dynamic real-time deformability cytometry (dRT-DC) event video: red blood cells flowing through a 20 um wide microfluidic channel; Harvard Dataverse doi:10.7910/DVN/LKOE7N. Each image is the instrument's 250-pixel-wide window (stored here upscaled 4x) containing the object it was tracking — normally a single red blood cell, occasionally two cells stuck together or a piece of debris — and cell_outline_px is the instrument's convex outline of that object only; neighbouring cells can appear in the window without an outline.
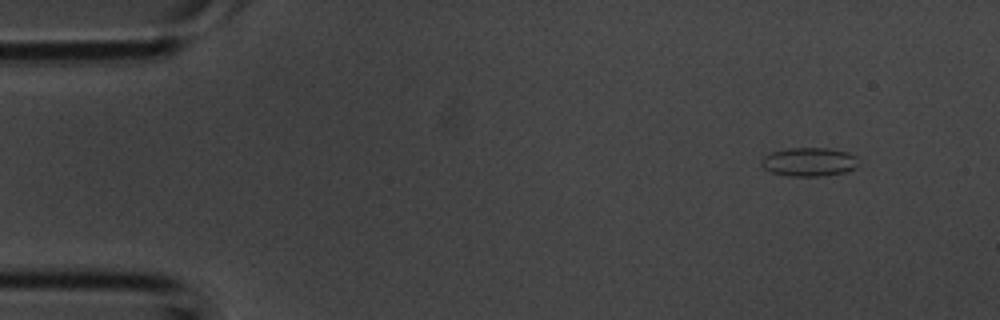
{"species": "common noctule bat (a hibernating species)", "species_latin": "Nyctalus noctula", "temperature_condition": "room temperature", "stored_images_in_passage": 2, "camera_frame_rate_fps": 3000, "um_per_image_px": 0.085, "animal": {"sex": "male", "body_mass_g": 20.1, "forearm_length_mm": 53.5}, "frame": {"image": 1, "passage_image": 1, "time_ms": 0.0, "image_size_px": [1000, 320], "cell_outline_px": [[856, 168], [848, 172], [820, 176], [788, 176], [772, 172], [764, 168], [760, 164], [760, 160], [764, 156], [772, 152], [788, 148], [828, 148], [848, 152], [856, 156]], "centroid_in_image_um": [68.76, 13.76], "position_along_channel_um": 16.2, "area_um2": 16.3}}